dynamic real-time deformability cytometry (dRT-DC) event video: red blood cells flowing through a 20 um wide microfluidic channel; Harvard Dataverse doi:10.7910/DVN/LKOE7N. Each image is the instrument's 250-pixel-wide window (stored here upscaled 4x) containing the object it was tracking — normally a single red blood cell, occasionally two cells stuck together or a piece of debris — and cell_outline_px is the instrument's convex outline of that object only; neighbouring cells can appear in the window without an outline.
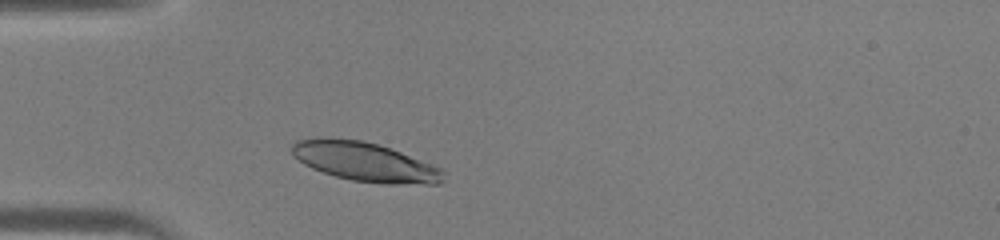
{"species": "human", "species_latin": "Homo sapiens", "temperature_condition": "warm", "stored_images_in_passage": 29, "camera_frame_rate_fps": 3000, "um_per_image_px": 0.085, "donor": {"sex": "male"}, "frame": {"image": 1, "passage_image": 4, "time_ms": 1.0, "image_size_px": [1000, 240], "cell_outline_px": [[444, 180], [440, 184], [384, 184], [352, 180], [336, 176], [312, 168], [304, 164], [292, 152], [292, 144], [296, 140], [320, 136], [360, 140], [376, 144], [400, 152], [444, 168]], "centroid_in_image_um": [31.04, 13.75], "position_along_channel_um": 54.0, "area_um2": 34.62}}
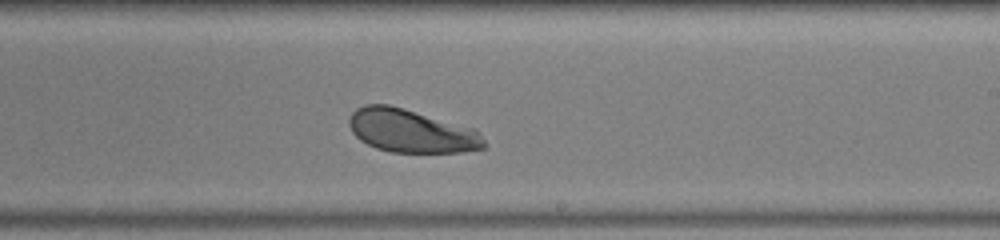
{"frame": {"image": 2, "passage_image": 18, "time_ms": 5.667, "image_size_px": [1000, 240], "cell_outline_px": [[488, 148], [464, 152], [392, 152], [376, 148], [360, 140], [352, 132], [348, 124], [348, 120], [352, 112], [356, 108], [364, 104], [388, 104], [404, 108], [476, 128], [480, 132], [488, 144]], "centroid_in_image_um": [35.01, 11.13], "position_along_channel_um": 254.0, "area_um2": 34.56}}
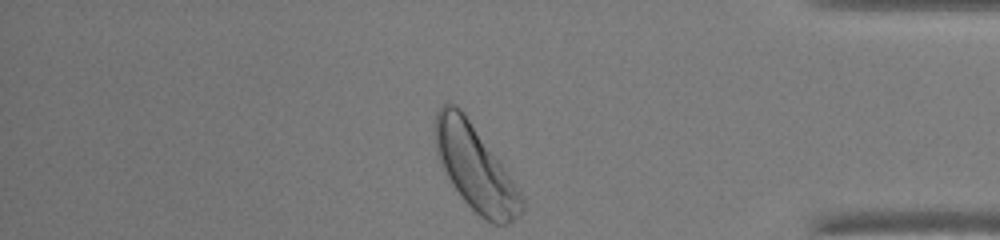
{"frame": {"image": 3, "passage_image": 29, "time_ms": 9.333, "image_size_px": [1000, 240], "cell_outline_px": [[524, 212], [508, 224], [496, 224], [480, 216], [464, 200], [452, 184], [436, 156], [432, 128], [436, 112], [448, 100], [456, 104], [464, 112], [500, 160], [524, 196]], "centroid_in_image_um": [40.37, 14.21], "position_along_channel_um": 394.8, "area_um2": 43.47}}